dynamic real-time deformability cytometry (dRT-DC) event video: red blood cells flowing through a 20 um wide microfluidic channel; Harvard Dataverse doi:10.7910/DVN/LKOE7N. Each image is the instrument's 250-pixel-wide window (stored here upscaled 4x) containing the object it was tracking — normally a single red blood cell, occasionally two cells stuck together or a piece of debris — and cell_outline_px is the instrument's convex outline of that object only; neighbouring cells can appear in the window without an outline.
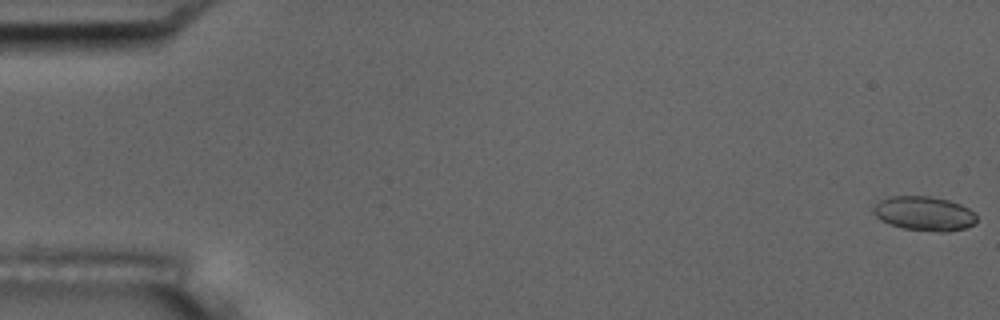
{"species": "common noctule bat (a hibernating species)", "species_latin": "Nyctalus noctula", "temperature_condition": "room temperature", "stored_images_in_passage": 55, "camera_frame_rate_fps": 3000, "um_per_image_px": 0.085, "animal": {"sex": "male", "body_mass_g": 17.5, "forearm_length_mm": 52.3}, "frame": {"image": 1, "passage_image": 1, "time_ms": 0.0, "image_size_px": [1000, 320], "cell_outline_px": [[976, 224], [964, 228], [948, 232], [940, 232], [904, 228], [888, 224], [880, 220], [872, 212], [872, 208], [880, 200], [888, 196], [932, 196], [948, 200], [960, 204], [968, 208], [976, 216]], "centroid_in_image_um": [78.54, 18.15], "position_along_channel_um": 6.5, "area_um2": 20.75}}
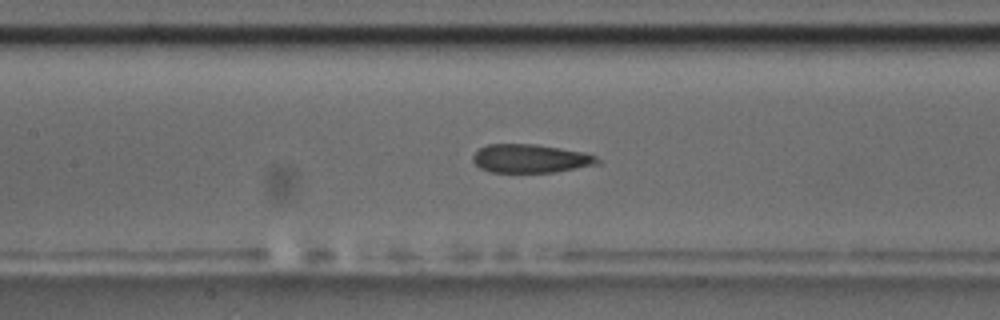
{"frame": {"image": 2, "passage_image": 26, "time_ms": 8.333, "image_size_px": [1000, 320], "cell_outline_px": [[600, 164], [552, 172], [488, 172], [480, 168], [472, 160], [472, 156], [480, 148], [488, 144], [536, 144], [584, 152], [596, 156], [600, 160]], "centroid_in_image_um": [45.09, 13.47], "position_along_channel_um": 162.3, "area_um2": 20.69}}
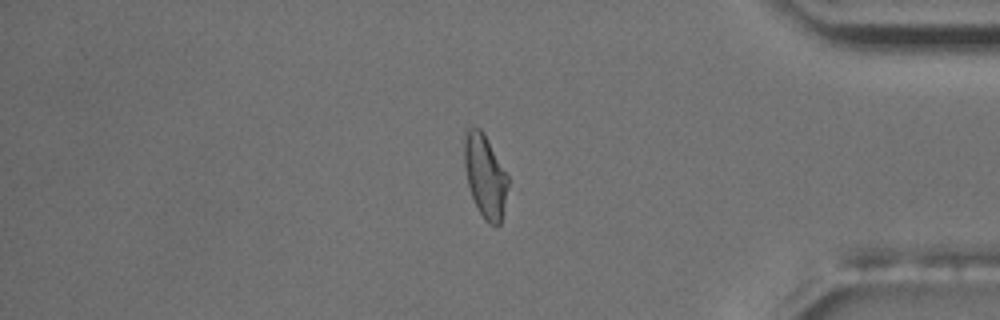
{"frame": {"image": 3, "passage_image": 47, "time_ms": 15.333, "image_size_px": [1000, 320], "cell_outline_px": [[508, 184], [504, 208], [500, 224], [496, 228], [488, 224], [484, 220], [472, 196], [468, 184], [464, 164], [464, 140], [468, 128], [480, 128], [484, 132], [508, 176]], "centroid_in_image_um": [41.24, 14.99], "position_along_channel_um": 394.0, "area_um2": 21.04}, "authors_computed_cell_mechanics": {"area_um2": 21.7906, "velocity_mm_per_s": 3.6807, "shape_relaxation_time_tau1_ms": 7.8707, "shape_relaxation_time_tau2_ms": 3.071, "deformation_change_tau1": 0.1073, "deformation_change_tau2": 0.1577}}